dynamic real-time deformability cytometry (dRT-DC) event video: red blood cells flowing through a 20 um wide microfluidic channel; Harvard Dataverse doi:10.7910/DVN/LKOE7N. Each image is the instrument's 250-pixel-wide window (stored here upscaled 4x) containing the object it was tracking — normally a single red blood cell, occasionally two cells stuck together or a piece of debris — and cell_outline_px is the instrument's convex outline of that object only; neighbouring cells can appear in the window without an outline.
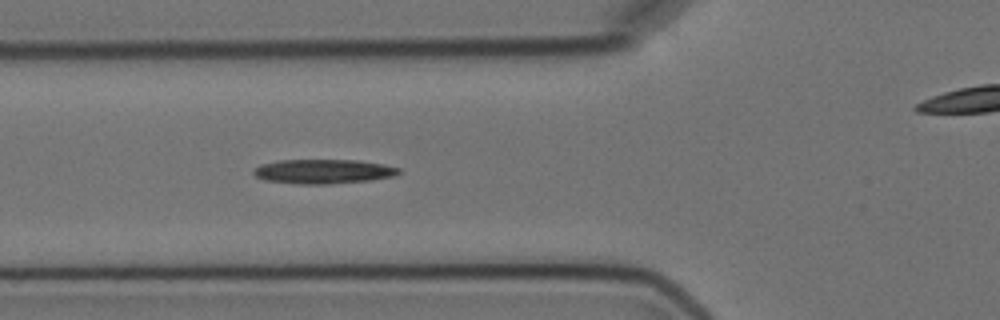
{"species": "Egyptian fruit bat (a non-hibernating species)", "species_latin": "Rousettus aegyptiacus", "temperature_condition": "cold", "stored_images_in_passage": 7, "segment_of_instrument_passage": [1, 2], "camera_frame_rate_fps": 3000, "um_per_image_px": 0.085, "animal": {"sex": "female"}, "frame": {"image": 1, "passage_image": 6, "time_ms": 6.0, "image_size_px": [1000, 320], "cell_outline_px": [[400, 172], [396, 176], [372, 180], [328, 184], [300, 184], [264, 180], [256, 176], [252, 172], [260, 164], [280, 160], [360, 160], [384, 164], [400, 168]], "centroid_in_image_um": [27.52, 14.57], "position_along_channel_um": 98.3, "area_um2": 20.75}}